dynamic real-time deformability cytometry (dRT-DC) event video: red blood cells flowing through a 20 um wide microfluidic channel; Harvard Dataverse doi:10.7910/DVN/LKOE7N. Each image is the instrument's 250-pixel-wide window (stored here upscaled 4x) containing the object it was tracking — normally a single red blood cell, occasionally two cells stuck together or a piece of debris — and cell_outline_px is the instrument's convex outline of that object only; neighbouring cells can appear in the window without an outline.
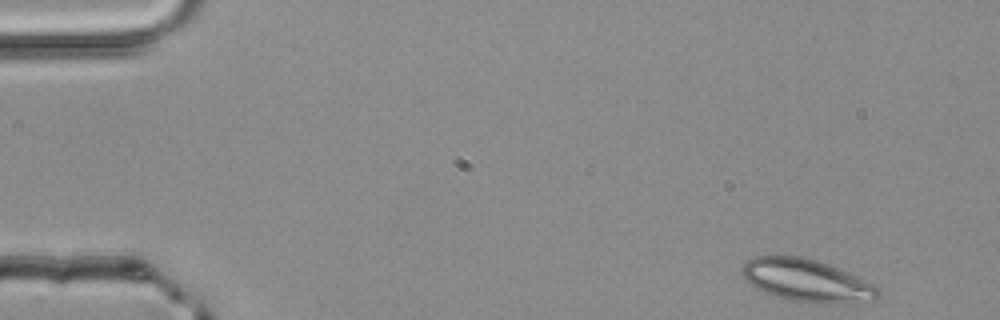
{"species": "common noctule bat (a hibernating species)", "species_latin": "Nyctalus noctula", "temperature_condition": "room temperature", "stored_images_in_passage": 3, "camera_frame_rate_fps": 3000, "um_per_image_px": 0.085, "animal": {"sex": "male", "body_mass_g": 20.4}, "frame": {"image": 1, "passage_image": 1, "time_ms": 0.0, "image_size_px": [1000, 320], "cell_outline_px": [[880, 292], [876, 300], [852, 304], [788, 300], [772, 296], [752, 288], [744, 276], [740, 268], [752, 256], [804, 256], [828, 264], [856, 276], [872, 284]], "centroid_in_image_um": [68.53, 23.84], "position_along_channel_um": 16.5, "area_um2": 33.76}}